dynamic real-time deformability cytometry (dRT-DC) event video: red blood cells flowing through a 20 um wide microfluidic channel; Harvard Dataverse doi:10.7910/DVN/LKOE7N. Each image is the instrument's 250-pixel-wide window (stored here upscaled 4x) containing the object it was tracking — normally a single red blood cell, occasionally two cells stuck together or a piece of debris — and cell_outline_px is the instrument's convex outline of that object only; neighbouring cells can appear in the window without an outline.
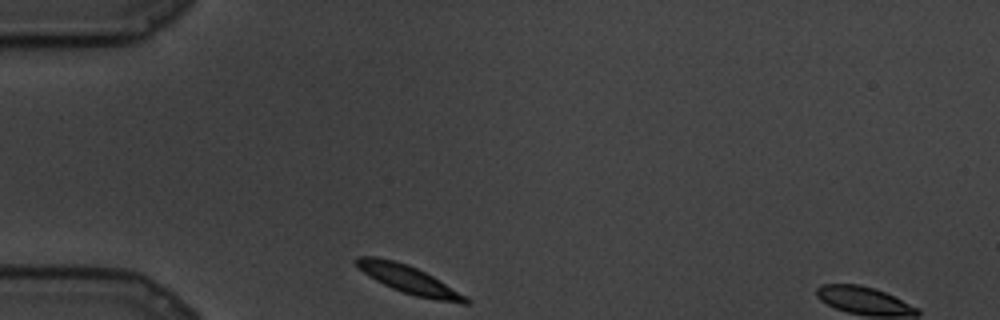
{"species": "common noctule bat (a hibernating species)", "species_latin": "Nyctalus noctula", "temperature_condition": "cold", "stored_images_in_passage": 55, "camera_frame_rate_fps": 3000, "um_per_image_px": 0.085, "animal": {"sex": "male", "body_mass_g": 19.5, "forearm_length_mm": 54.6}, "frame": {"image": 1, "passage_image": 1, "time_ms": 0.0, "image_size_px": [1000, 320], "cell_outline_px": [[472, 304], [460, 304], [436, 300], [416, 296], [392, 288], [368, 276], [352, 260], [356, 256], [376, 256], [396, 260], [408, 264], [432, 276], [468, 296], [472, 300]], "centroid_in_image_um": [34.79, 23.77], "position_along_channel_um": 50.2, "area_um2": 18.03}}
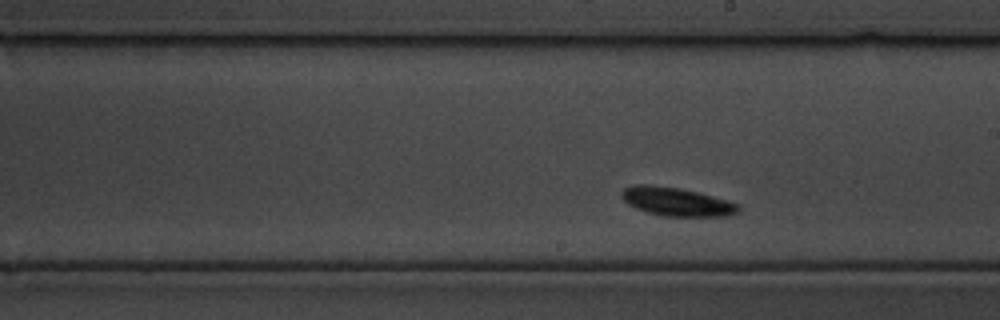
{"frame": {"image": 2, "passage_image": 29, "time_ms": 9.333, "image_size_px": [1000, 320], "cell_outline_px": [[740, 208], [736, 212], [724, 216], [664, 216], [648, 212], [636, 208], [628, 204], [620, 196], [620, 192], [624, 188], [632, 184], [648, 184], [680, 188], [712, 196], [740, 204]], "centroid_in_image_um": [57.45, 17.13], "position_along_channel_um": 231.5, "area_um2": 19.31}}
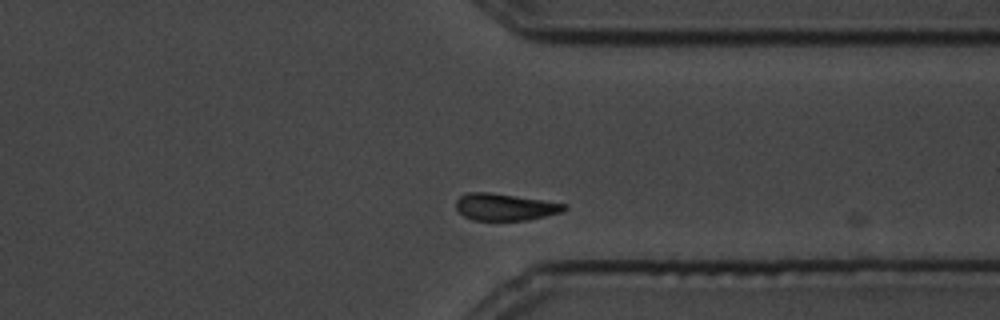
{"frame": {"image": 3, "passage_image": 48, "time_ms": 15.667, "image_size_px": [1000, 320], "cell_outline_px": [[568, 208], [564, 212], [528, 220], [472, 220], [464, 216], [456, 208], [456, 200], [460, 196], [468, 192], [488, 192], [516, 196], [568, 204]], "centroid_in_image_um": [42.95, 17.6], "position_along_channel_um": 368.4, "area_um2": 17.05}}